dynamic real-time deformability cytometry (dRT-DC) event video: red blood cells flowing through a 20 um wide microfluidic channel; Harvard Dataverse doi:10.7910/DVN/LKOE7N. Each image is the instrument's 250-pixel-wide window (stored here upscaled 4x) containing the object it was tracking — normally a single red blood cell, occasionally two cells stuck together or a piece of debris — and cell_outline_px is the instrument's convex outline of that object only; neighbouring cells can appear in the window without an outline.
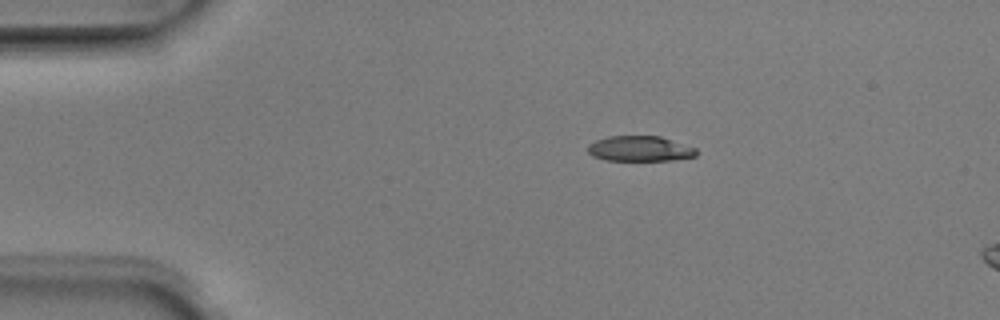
{"species": "Egyptian fruit bat (a non-hibernating species)", "species_latin": "Rousettus aegyptiacus", "temperature_condition": "room temperature", "stored_images_in_passage": 4, "camera_frame_rate_fps": 3000, "um_per_image_px": 0.085, "animal": {"sex": "male"}, "frame": {"image": 1, "passage_image": 2, "time_ms": 0.333, "image_size_px": [1000, 320], "cell_outline_px": [[696, 156], [672, 160], [604, 160], [592, 156], [588, 152], [588, 144], [596, 140], [608, 136], [660, 136], [696, 148]], "centroid_in_image_um": [54.36, 12.64], "position_along_channel_um": 30.6, "area_um2": 15.95}}